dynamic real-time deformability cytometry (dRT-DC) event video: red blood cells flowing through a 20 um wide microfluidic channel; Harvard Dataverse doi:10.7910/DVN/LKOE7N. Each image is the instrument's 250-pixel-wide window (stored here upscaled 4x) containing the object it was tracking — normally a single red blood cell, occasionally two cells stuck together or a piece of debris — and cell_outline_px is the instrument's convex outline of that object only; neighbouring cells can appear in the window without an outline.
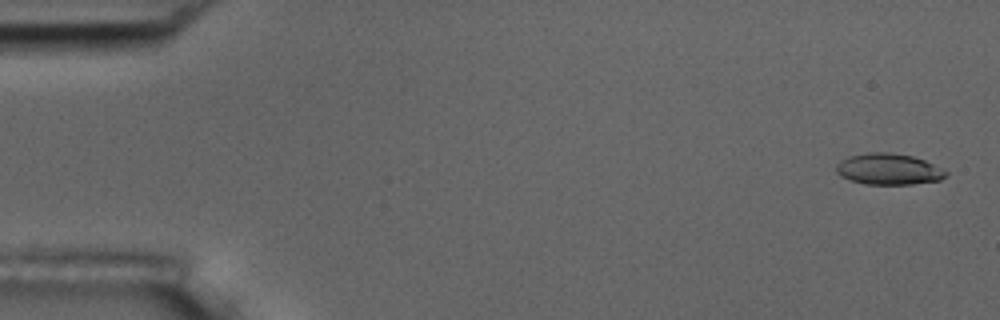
{"species": "common noctule bat (a hibernating species)", "species_latin": "Nyctalus noctula", "temperature_condition": "room temperature", "stored_images_in_passage": 5, "camera_frame_rate_fps": 3000, "um_per_image_px": 0.085, "animal": {"sex": "male", "body_mass_g": 17.5, "forearm_length_mm": 52.3}, "frame": {"image": 1, "passage_image": 1, "time_ms": 0.0, "image_size_px": [1000, 320], "cell_outline_px": [[948, 176], [940, 180], [912, 184], [864, 184], [840, 176], [836, 172], [836, 164], [840, 160], [848, 156], [868, 152], [888, 152], [912, 156], [924, 160], [948, 172]], "centroid_in_image_um": [75.51, 14.37], "position_along_channel_um": 9.5, "area_um2": 19.94}}
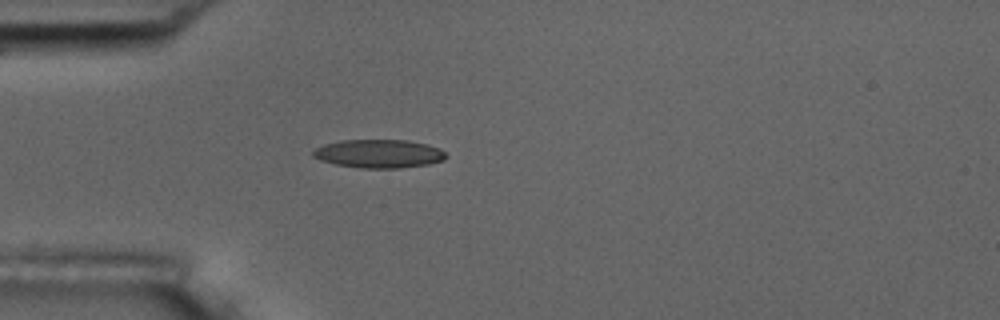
{"frame": {"image": 2, "passage_image": 5, "time_ms": 4.667, "image_size_px": [1000, 320], "cell_outline_px": [[448, 156], [444, 160], [428, 164], [400, 168], [360, 168], [336, 164], [320, 160], [312, 156], [312, 152], [316, 148], [324, 144], [340, 140], [408, 140], [428, 144], [440, 148]], "centroid_in_image_um": [32.22, 13.06], "position_along_channel_um": 52.8, "area_um2": 22.14}}